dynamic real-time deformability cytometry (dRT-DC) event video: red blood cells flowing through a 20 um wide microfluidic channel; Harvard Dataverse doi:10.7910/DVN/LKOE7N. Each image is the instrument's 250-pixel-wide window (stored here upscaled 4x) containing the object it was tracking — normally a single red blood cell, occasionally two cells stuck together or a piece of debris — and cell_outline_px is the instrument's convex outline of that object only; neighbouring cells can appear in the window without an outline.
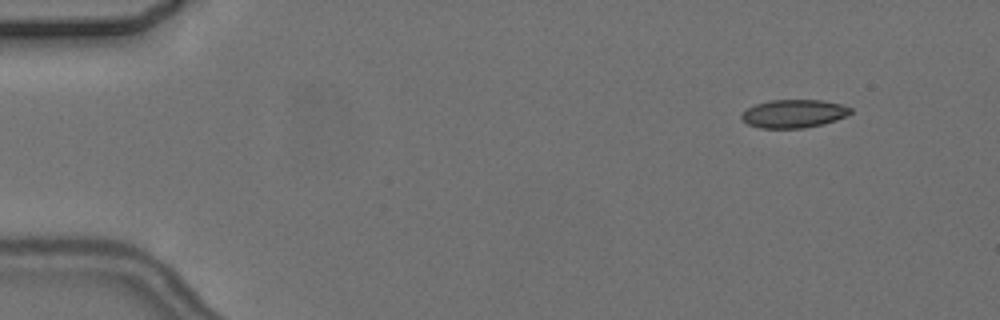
{"species": "common noctule bat (a hibernating species)", "species_latin": "Nyctalus noctula", "temperature_condition": "cold", "stored_images_in_passage": 4, "camera_frame_rate_fps": 3000, "um_per_image_px": 0.085, "animal": {"sex": "female", "body_mass_g": 24.6, "forearm_length_mm": 56.2}, "frame": {"image": 1, "passage_image": 1, "time_ms": 0.0, "image_size_px": [1000, 320], "cell_outline_px": [[852, 112], [836, 120], [804, 128], [760, 128], [748, 124], [740, 116], [748, 108], [756, 104], [768, 100], [820, 100], [840, 104], [852, 108]], "centroid_in_image_um": [67.46, 9.66], "position_along_channel_um": 17.5, "area_um2": 17.69}}
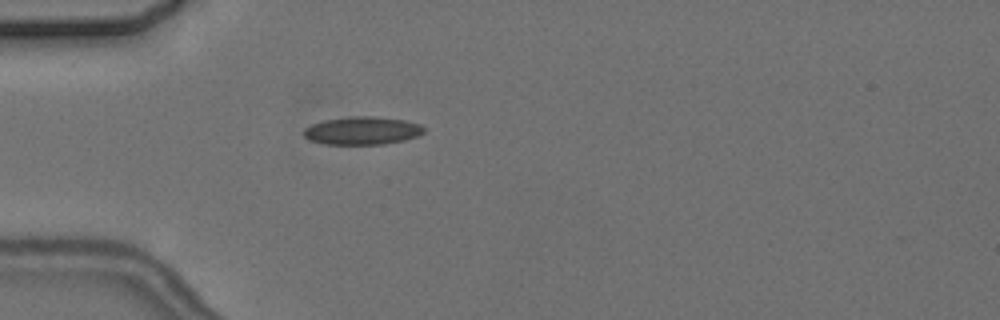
{"frame": {"image": 2, "passage_image": 4, "time_ms": 3.667, "image_size_px": [1000, 320], "cell_outline_px": [[424, 132], [420, 136], [404, 140], [384, 144], [324, 144], [308, 140], [304, 136], [304, 128], [312, 124], [324, 120], [348, 116], [372, 116], [404, 120], [420, 124], [424, 128]], "centroid_in_image_um": [30.79, 11.1], "position_along_channel_um": 54.2, "area_um2": 19.71}}